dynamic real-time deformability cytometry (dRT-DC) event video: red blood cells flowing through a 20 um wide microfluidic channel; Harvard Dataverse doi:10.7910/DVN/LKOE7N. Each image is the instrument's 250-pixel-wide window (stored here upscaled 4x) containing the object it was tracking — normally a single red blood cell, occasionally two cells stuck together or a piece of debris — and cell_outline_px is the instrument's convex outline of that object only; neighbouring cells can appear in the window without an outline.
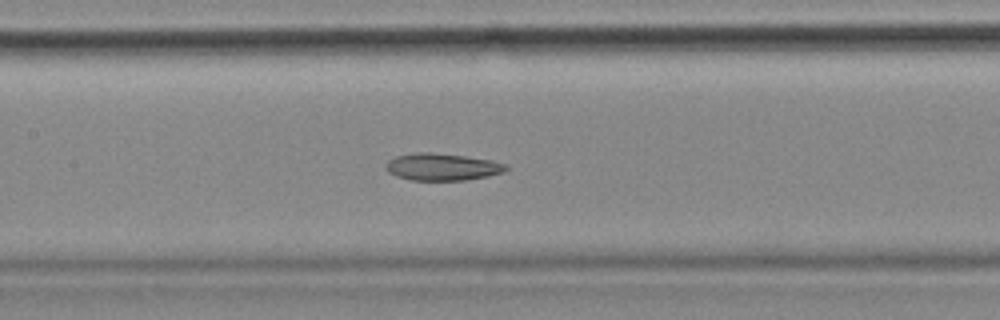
{"species": "common noctule bat (a hibernating species)", "species_latin": "Nyctalus noctula", "temperature_condition": "cold", "stored_images_in_passage": 56, "camera_frame_rate_fps": 3000, "um_per_image_px": 0.085, "animal": {"sex": "female", "body_mass_g": 18.4}, "frame": {"image": 1, "passage_image": 25, "time_ms": 8.0, "image_size_px": [1000, 320], "cell_outline_px": [[508, 168], [504, 172], [488, 176], [468, 180], [412, 180], [396, 176], [388, 172], [384, 168], [384, 164], [388, 160], [396, 156], [416, 152], [432, 152], [464, 156], [492, 160], [508, 164]], "centroid_in_image_um": [37.58, 14.18], "position_along_channel_um": 169.8, "area_um2": 19.19}, "authors_computed_cell_mechanics": {"area_um2": 21.5305, "velocity_mm_per_s": 3.5662, "shape_relaxation_time_tau1_ms": null, "shape_relaxation_time_tau2_ms": 6.0238, "deformation_change_tau1": null, "deformation_change_tau2": 0.1289}}